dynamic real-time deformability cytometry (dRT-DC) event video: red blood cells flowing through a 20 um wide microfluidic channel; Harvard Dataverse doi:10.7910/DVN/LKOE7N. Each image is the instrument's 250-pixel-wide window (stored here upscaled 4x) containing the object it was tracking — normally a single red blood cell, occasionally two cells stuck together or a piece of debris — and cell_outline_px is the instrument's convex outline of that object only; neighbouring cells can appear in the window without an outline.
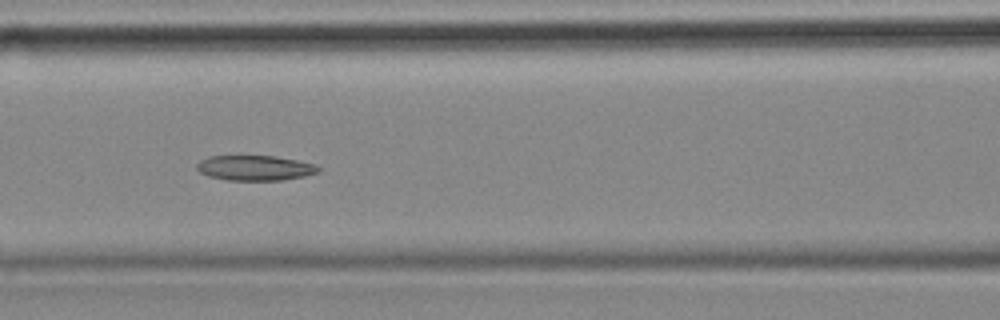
{"species": "common noctule bat (a hibernating species)", "species_latin": "Nyctalus noctula", "temperature_condition": "cold", "stored_images_in_passage": 33, "camera_frame_rate_fps": 3000, "um_per_image_px": 0.085, "animal": {"sex": "female", "body_mass_g": 18.4}, "frame": {"image": 1, "passage_image": 22, "time_ms": 7.0, "image_size_px": [1000, 320], "cell_outline_px": [[320, 172], [304, 176], [280, 180], [228, 180], [208, 176], [200, 172], [196, 168], [196, 164], [200, 160], [208, 156], [272, 156], [296, 160], [316, 164], [320, 168]], "centroid_in_image_um": [21.66, 14.27], "position_along_channel_um": 144.9, "area_um2": 17.74}}